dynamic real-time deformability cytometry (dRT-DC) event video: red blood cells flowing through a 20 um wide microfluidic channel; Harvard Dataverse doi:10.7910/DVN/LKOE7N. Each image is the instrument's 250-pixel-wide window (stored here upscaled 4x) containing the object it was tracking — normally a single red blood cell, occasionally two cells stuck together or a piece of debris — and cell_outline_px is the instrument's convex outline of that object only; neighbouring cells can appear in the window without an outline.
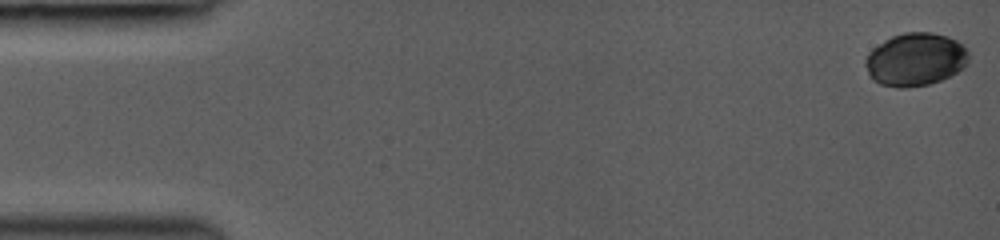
{"species": "common noctule bat (a hibernating species)", "species_latin": "Nyctalus noctula", "temperature_condition": "room temperature", "stored_images_in_passage": 46, "camera_frame_rate_fps": 3000, "um_per_image_px": 0.085, "animal": {"sex": "female", "body_mass_g": 19.0, "forearm_length_mm": 53.3}, "frame": {"image": 1, "passage_image": 1, "time_ms": 0.0, "image_size_px": [1000, 240], "cell_outline_px": [[968, 64], [964, 68], [940, 80], [928, 84], [904, 88], [900, 88], [880, 84], [872, 80], [864, 64], [864, 60], [868, 52], [872, 48], [884, 40], [892, 36], [904, 32], [932, 32], [948, 36], [964, 44], [968, 52]], "centroid_in_image_um": [77.8, 5.04], "position_along_channel_um": 7.2, "area_um2": 32.19}}
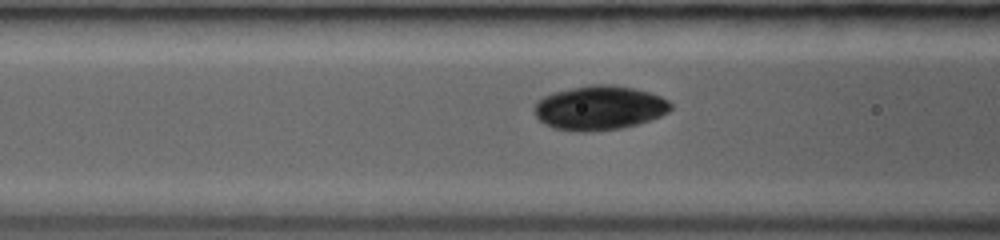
{"frame": {"image": 2, "passage_image": 19, "time_ms": 6.0, "image_size_px": [1000, 240], "cell_outline_px": [[672, 108], [668, 112], [660, 116], [636, 124], [620, 128], [584, 132], [580, 132], [556, 128], [544, 124], [536, 116], [532, 108], [536, 100], [552, 92], [588, 84], [612, 84], [632, 88], [648, 92], [660, 96], [668, 100], [672, 104]], "centroid_in_image_um": [50.91, 9.15], "position_along_channel_um": 115.7, "area_um2": 35.26}}
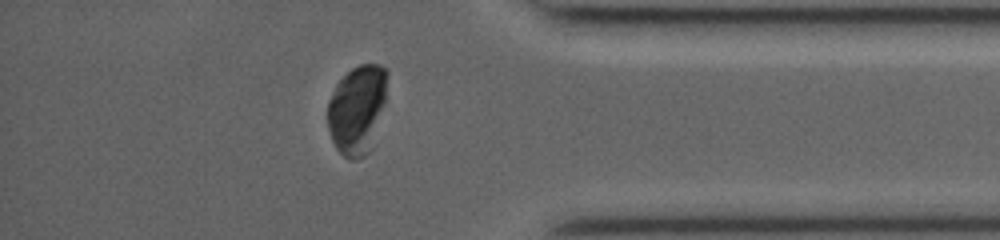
{"frame": {"image": 3, "passage_image": 40, "time_ms": 13.0, "image_size_px": [1000, 240], "cell_outline_px": [[388, 76], [384, 104], [372, 148], [364, 156], [352, 160], [344, 156], [336, 148], [332, 140], [328, 128], [328, 100], [336, 84], [352, 68], [360, 64], [380, 64], [388, 68]], "centroid_in_image_um": [30.37, 9.28], "position_along_channel_um": 404.8, "area_um2": 30.98}}